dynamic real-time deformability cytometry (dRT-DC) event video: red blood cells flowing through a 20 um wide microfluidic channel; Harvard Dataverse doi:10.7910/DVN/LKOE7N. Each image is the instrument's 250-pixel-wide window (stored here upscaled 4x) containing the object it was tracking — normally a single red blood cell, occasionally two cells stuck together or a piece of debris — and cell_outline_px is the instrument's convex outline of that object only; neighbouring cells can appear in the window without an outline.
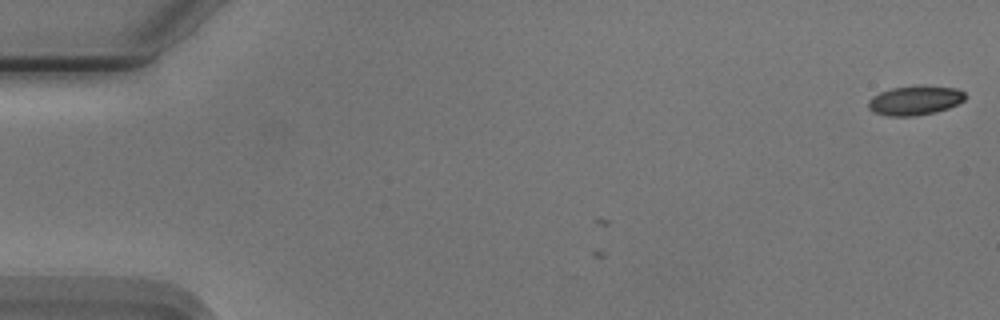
{"species": "Egyptian fruit bat (a non-hibernating species)", "species_latin": "Rousettus aegyptiacus", "temperature_condition": "cold", "stored_images_in_passage": 3, "camera_frame_rate_fps": 3000, "um_per_image_px": 0.085, "animal": {"sex": "male"}, "frame": {"image": 1, "passage_image": 3, "time_ms": 0.667, "image_size_px": [1000, 320], "cell_outline_px": [[964, 100], [948, 108], [936, 112], [912, 116], [888, 116], [872, 112], [868, 108], [868, 100], [872, 96], [880, 92], [892, 88], [920, 84], [924, 84], [956, 88], [964, 92]], "centroid_in_image_um": [77.74, 8.51], "position_along_channel_um": 7.3, "area_um2": 16.82}}